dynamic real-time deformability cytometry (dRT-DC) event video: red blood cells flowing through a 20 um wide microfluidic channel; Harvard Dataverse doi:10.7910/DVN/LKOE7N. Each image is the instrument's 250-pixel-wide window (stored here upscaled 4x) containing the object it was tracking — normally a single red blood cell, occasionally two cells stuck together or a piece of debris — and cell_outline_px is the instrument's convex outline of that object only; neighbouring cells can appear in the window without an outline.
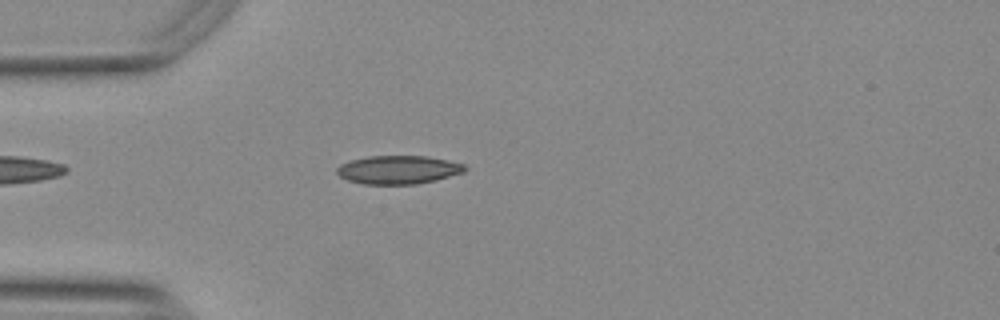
{"species": "Egyptian fruit bat (a non-hibernating species)", "species_latin": "Rousettus aegyptiacus", "temperature_condition": "warm", "stored_images_in_passage": 3, "camera_frame_rate_fps": 3000, "um_per_image_px": 0.085, "animal": {"sex": "female"}, "frame": {"image": 1, "passage_image": 1, "time_ms": 0.0, "image_size_px": [1000, 320], "cell_outline_px": [[468, 168], [464, 172], [436, 180], [416, 184], [364, 184], [348, 180], [340, 176], [336, 172], [336, 168], [340, 164], [352, 160], [368, 156], [424, 156], [464, 164]], "centroid_in_image_um": [33.84, 14.43], "position_along_channel_um": 51.2, "area_um2": 21.04}}